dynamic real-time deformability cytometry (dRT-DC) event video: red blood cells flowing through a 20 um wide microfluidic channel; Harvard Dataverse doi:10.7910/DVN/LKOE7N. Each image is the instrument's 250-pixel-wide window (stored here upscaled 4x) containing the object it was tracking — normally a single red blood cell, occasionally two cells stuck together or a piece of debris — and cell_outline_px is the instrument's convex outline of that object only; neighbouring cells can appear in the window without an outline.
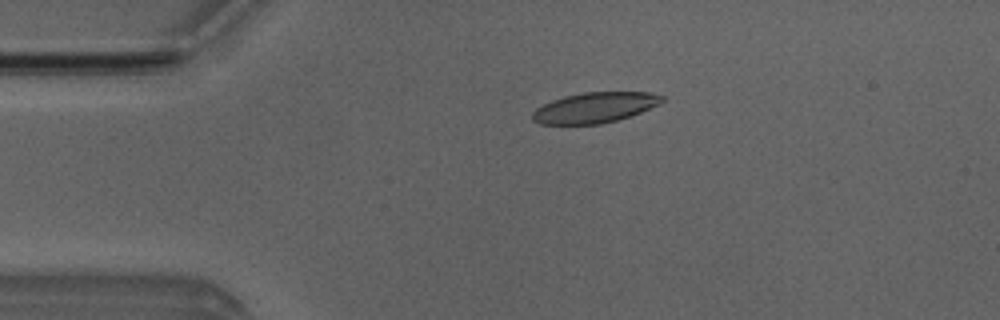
{"species": "Egyptian fruit bat (a non-hibernating species)", "species_latin": "Rousettus aegyptiacus", "temperature_condition": "room temperature", "stored_images_in_passage": 5, "camera_frame_rate_fps": 3000, "um_per_image_px": 0.085, "animal": {"sex": "male"}, "frame": {"image": 1, "passage_image": 3, "time_ms": 2.333, "image_size_px": [1000, 320], "cell_outline_px": [[664, 100], [660, 104], [632, 116], [600, 124], [540, 124], [532, 120], [532, 112], [536, 108], [552, 100], [564, 96], [584, 92], [652, 92], [664, 96]], "centroid_in_image_um": [50.58, 9.14], "position_along_channel_um": 34.4, "area_um2": 23.12}}